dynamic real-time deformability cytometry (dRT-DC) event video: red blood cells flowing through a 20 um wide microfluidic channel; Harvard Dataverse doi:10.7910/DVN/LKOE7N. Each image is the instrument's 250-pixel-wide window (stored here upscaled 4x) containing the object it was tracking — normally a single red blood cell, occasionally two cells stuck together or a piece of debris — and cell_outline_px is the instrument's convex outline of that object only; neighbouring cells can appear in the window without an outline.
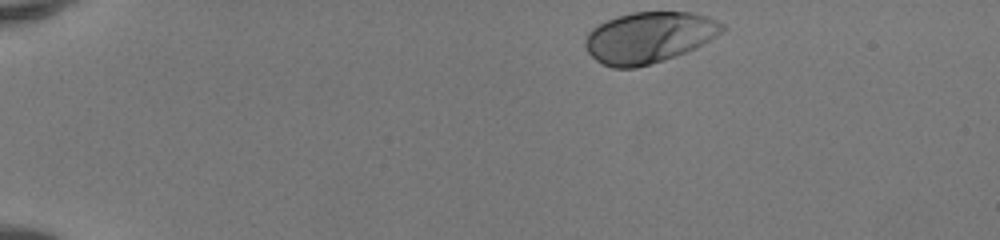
{"species": "human", "species_latin": "Homo sapiens", "temperature_condition": "room temperature", "stored_images_in_passage": 41, "camera_frame_rate_fps": 3000, "um_per_image_px": 0.085, "donor": {"sex": "female"}, "frame": {"image": 1, "passage_image": 1, "time_ms": 0.0, "image_size_px": [1000, 240], "cell_outline_px": [[724, 28], [716, 36], [696, 48], [676, 56], [664, 60], [636, 68], [612, 68], [596, 60], [588, 52], [584, 44], [584, 40], [588, 32], [592, 28], [616, 16], [632, 12], [692, 12], [708, 16], [724, 24]], "centroid_in_image_um": [55.15, 3.18], "position_along_channel_um": 29.8, "area_um2": 40.75}}
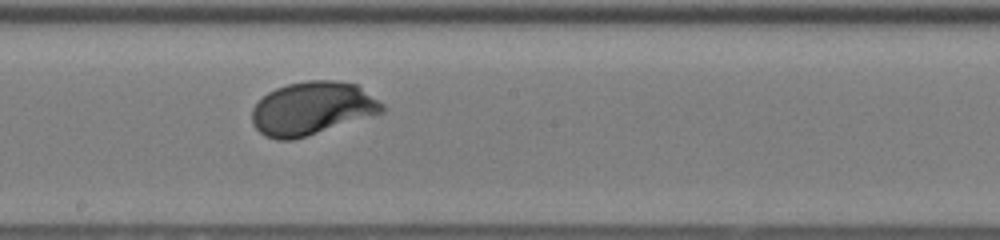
{"frame": {"image": 2, "passage_image": 22, "time_ms": 7.0, "image_size_px": [1000, 240], "cell_outline_px": [[384, 112], [308, 136], [292, 140], [276, 140], [264, 136], [252, 124], [252, 108], [268, 92], [276, 88], [288, 84], [308, 80], [336, 80], [356, 84], [384, 104]], "centroid_in_image_um": [26.52, 9.22], "position_along_channel_um": 221.7, "area_um2": 40.34}}
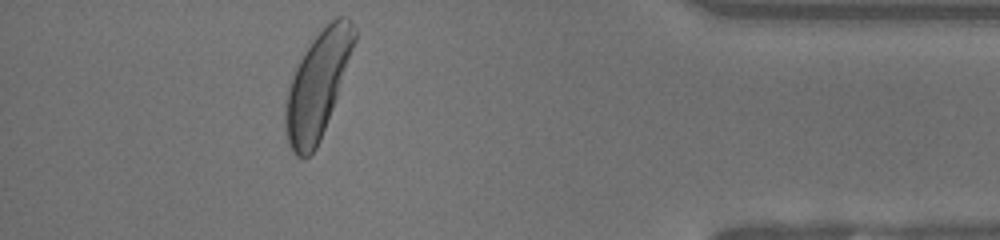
{"frame": {"image": 3, "passage_image": 38, "time_ms": 12.333, "image_size_px": [1000, 240], "cell_outline_px": [[356, 40], [332, 108], [320, 140], [316, 148], [304, 160], [296, 156], [288, 144], [284, 120], [284, 104], [288, 88], [292, 76], [304, 52], [312, 40], [336, 16], [348, 16], [356, 28]], "centroid_in_image_um": [26.97, 7.23], "position_along_channel_um": 408.2, "area_um2": 41.85}, "authors_computed_cell_mechanics": {"area_um2": 40.1132, "velocity_mm_per_s": 4.1148, "shape_relaxation_time_tau1_ms": 2.2455, "shape_relaxation_time_tau2_ms": null, "deformation_change_tau1": 0.1741, "deformation_change_tau2": null}}